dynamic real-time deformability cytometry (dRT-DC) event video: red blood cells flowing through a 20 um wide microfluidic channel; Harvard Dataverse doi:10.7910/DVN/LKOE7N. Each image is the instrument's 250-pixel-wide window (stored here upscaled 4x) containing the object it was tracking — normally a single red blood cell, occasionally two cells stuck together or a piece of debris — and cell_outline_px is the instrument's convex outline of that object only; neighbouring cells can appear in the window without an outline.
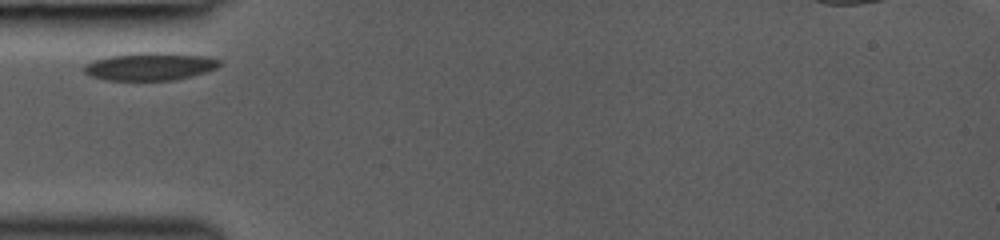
{"species": "common noctule bat (a hibernating species)", "species_latin": "Nyctalus noctula", "temperature_condition": "room temperature", "stored_images_in_passage": 1, "camera_frame_rate_fps": 3000, "um_per_image_px": 0.085, "animal": {"sex": "female", "body_mass_g": 19.0, "forearm_length_mm": 53.3}, "frame": {"image": 1, "passage_image": 1, "time_ms": 0.0, "image_size_px": [1000, 240], "cell_outline_px": [[224, 64], [208, 72], [176, 80], [108, 80], [92, 76], [84, 72], [84, 68], [88, 64], [96, 60], [112, 56], [144, 52], [156, 52], [208, 56], [224, 60]], "centroid_in_image_um": [12.9, 5.65], "position_along_channel_um": 72.1, "area_um2": 21.85}}